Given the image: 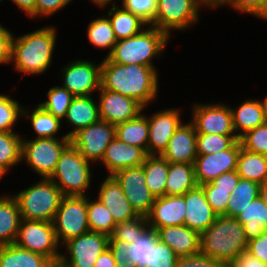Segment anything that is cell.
I'll return each instance as SVG.
<instances>
[{
    "label": "cell",
    "instance_id": "cell-1",
    "mask_svg": "<svg viewBox=\"0 0 267 267\" xmlns=\"http://www.w3.org/2000/svg\"><path fill=\"white\" fill-rule=\"evenodd\" d=\"M156 73L154 67L138 64L122 65L106 57L101 63V87L130 97L145 107L157 95Z\"/></svg>",
    "mask_w": 267,
    "mask_h": 267
},
{
    "label": "cell",
    "instance_id": "cell-2",
    "mask_svg": "<svg viewBox=\"0 0 267 267\" xmlns=\"http://www.w3.org/2000/svg\"><path fill=\"white\" fill-rule=\"evenodd\" d=\"M247 245L243 225L235 217L217 216L200 234V252L221 261L226 267L247 251Z\"/></svg>",
    "mask_w": 267,
    "mask_h": 267
},
{
    "label": "cell",
    "instance_id": "cell-3",
    "mask_svg": "<svg viewBox=\"0 0 267 267\" xmlns=\"http://www.w3.org/2000/svg\"><path fill=\"white\" fill-rule=\"evenodd\" d=\"M56 41L55 29L46 27L22 37L13 38L12 58L18 71L38 74L42 73L51 63Z\"/></svg>",
    "mask_w": 267,
    "mask_h": 267
},
{
    "label": "cell",
    "instance_id": "cell-4",
    "mask_svg": "<svg viewBox=\"0 0 267 267\" xmlns=\"http://www.w3.org/2000/svg\"><path fill=\"white\" fill-rule=\"evenodd\" d=\"M168 39L164 32L155 27L142 30L136 36L117 41L107 58L122 65L138 64L153 67L152 57L160 54Z\"/></svg>",
    "mask_w": 267,
    "mask_h": 267
},
{
    "label": "cell",
    "instance_id": "cell-5",
    "mask_svg": "<svg viewBox=\"0 0 267 267\" xmlns=\"http://www.w3.org/2000/svg\"><path fill=\"white\" fill-rule=\"evenodd\" d=\"M14 197L22 219L53 222L64 194L50 178H44Z\"/></svg>",
    "mask_w": 267,
    "mask_h": 267
},
{
    "label": "cell",
    "instance_id": "cell-6",
    "mask_svg": "<svg viewBox=\"0 0 267 267\" xmlns=\"http://www.w3.org/2000/svg\"><path fill=\"white\" fill-rule=\"evenodd\" d=\"M90 174L89 161L70 142L60 154L56 169L50 179L59 187L64 196H85L83 192L90 185Z\"/></svg>",
    "mask_w": 267,
    "mask_h": 267
},
{
    "label": "cell",
    "instance_id": "cell-7",
    "mask_svg": "<svg viewBox=\"0 0 267 267\" xmlns=\"http://www.w3.org/2000/svg\"><path fill=\"white\" fill-rule=\"evenodd\" d=\"M52 223L58 243L90 231L86 196H64Z\"/></svg>",
    "mask_w": 267,
    "mask_h": 267
},
{
    "label": "cell",
    "instance_id": "cell-8",
    "mask_svg": "<svg viewBox=\"0 0 267 267\" xmlns=\"http://www.w3.org/2000/svg\"><path fill=\"white\" fill-rule=\"evenodd\" d=\"M15 244L50 261H58L62 255L56 252L59 243L52 222L22 219Z\"/></svg>",
    "mask_w": 267,
    "mask_h": 267
},
{
    "label": "cell",
    "instance_id": "cell-9",
    "mask_svg": "<svg viewBox=\"0 0 267 267\" xmlns=\"http://www.w3.org/2000/svg\"><path fill=\"white\" fill-rule=\"evenodd\" d=\"M70 143L66 135L61 142L56 138H35L22 141V159L43 178H50L56 169L60 154ZM24 157V158H23Z\"/></svg>",
    "mask_w": 267,
    "mask_h": 267
},
{
    "label": "cell",
    "instance_id": "cell-10",
    "mask_svg": "<svg viewBox=\"0 0 267 267\" xmlns=\"http://www.w3.org/2000/svg\"><path fill=\"white\" fill-rule=\"evenodd\" d=\"M201 0H158L153 25L168 37L171 29H184L198 19Z\"/></svg>",
    "mask_w": 267,
    "mask_h": 267
},
{
    "label": "cell",
    "instance_id": "cell-11",
    "mask_svg": "<svg viewBox=\"0 0 267 267\" xmlns=\"http://www.w3.org/2000/svg\"><path fill=\"white\" fill-rule=\"evenodd\" d=\"M114 138L115 125L99 120L75 133L70 142L87 161H92L102 160L106 148Z\"/></svg>",
    "mask_w": 267,
    "mask_h": 267
},
{
    "label": "cell",
    "instance_id": "cell-12",
    "mask_svg": "<svg viewBox=\"0 0 267 267\" xmlns=\"http://www.w3.org/2000/svg\"><path fill=\"white\" fill-rule=\"evenodd\" d=\"M113 177L120 184L125 197L135 212L138 215L147 216L151 211L155 197L146 185L143 166L120 170Z\"/></svg>",
    "mask_w": 267,
    "mask_h": 267
},
{
    "label": "cell",
    "instance_id": "cell-13",
    "mask_svg": "<svg viewBox=\"0 0 267 267\" xmlns=\"http://www.w3.org/2000/svg\"><path fill=\"white\" fill-rule=\"evenodd\" d=\"M242 147L237 140L227 150L213 154H198L194 161V172L197 185L212 182L219 175L237 170L238 156Z\"/></svg>",
    "mask_w": 267,
    "mask_h": 267
},
{
    "label": "cell",
    "instance_id": "cell-14",
    "mask_svg": "<svg viewBox=\"0 0 267 267\" xmlns=\"http://www.w3.org/2000/svg\"><path fill=\"white\" fill-rule=\"evenodd\" d=\"M67 250L70 260L61 255L60 260L69 267H94L97 258L108 248L109 236L99 232L87 233L68 240Z\"/></svg>",
    "mask_w": 267,
    "mask_h": 267
},
{
    "label": "cell",
    "instance_id": "cell-15",
    "mask_svg": "<svg viewBox=\"0 0 267 267\" xmlns=\"http://www.w3.org/2000/svg\"><path fill=\"white\" fill-rule=\"evenodd\" d=\"M194 107L192 123L197 134L238 135L234 133L231 108L222 104Z\"/></svg>",
    "mask_w": 267,
    "mask_h": 267
},
{
    "label": "cell",
    "instance_id": "cell-16",
    "mask_svg": "<svg viewBox=\"0 0 267 267\" xmlns=\"http://www.w3.org/2000/svg\"><path fill=\"white\" fill-rule=\"evenodd\" d=\"M64 72V85L74 96H89L95 89L101 87V64L79 60L71 63Z\"/></svg>",
    "mask_w": 267,
    "mask_h": 267
},
{
    "label": "cell",
    "instance_id": "cell-17",
    "mask_svg": "<svg viewBox=\"0 0 267 267\" xmlns=\"http://www.w3.org/2000/svg\"><path fill=\"white\" fill-rule=\"evenodd\" d=\"M99 90H101V99L98 109L99 117L102 121L117 125L137 117L144 110L140 103L130 97L103 89L102 87Z\"/></svg>",
    "mask_w": 267,
    "mask_h": 267
},
{
    "label": "cell",
    "instance_id": "cell-18",
    "mask_svg": "<svg viewBox=\"0 0 267 267\" xmlns=\"http://www.w3.org/2000/svg\"><path fill=\"white\" fill-rule=\"evenodd\" d=\"M181 125L179 111H161L148 118L149 140L147 155H161L167 148L170 138Z\"/></svg>",
    "mask_w": 267,
    "mask_h": 267
},
{
    "label": "cell",
    "instance_id": "cell-19",
    "mask_svg": "<svg viewBox=\"0 0 267 267\" xmlns=\"http://www.w3.org/2000/svg\"><path fill=\"white\" fill-rule=\"evenodd\" d=\"M186 203L184 195L155 198L150 213L146 216L149 226L156 231L174 225H184Z\"/></svg>",
    "mask_w": 267,
    "mask_h": 267
},
{
    "label": "cell",
    "instance_id": "cell-20",
    "mask_svg": "<svg viewBox=\"0 0 267 267\" xmlns=\"http://www.w3.org/2000/svg\"><path fill=\"white\" fill-rule=\"evenodd\" d=\"M184 200L186 203L184 225L199 234L203 233L218 216L207 202L203 188L197 185L189 190L184 194Z\"/></svg>",
    "mask_w": 267,
    "mask_h": 267
},
{
    "label": "cell",
    "instance_id": "cell-21",
    "mask_svg": "<svg viewBox=\"0 0 267 267\" xmlns=\"http://www.w3.org/2000/svg\"><path fill=\"white\" fill-rule=\"evenodd\" d=\"M197 133L194 124L180 125L161 156L172 163L194 164L197 157Z\"/></svg>",
    "mask_w": 267,
    "mask_h": 267
},
{
    "label": "cell",
    "instance_id": "cell-22",
    "mask_svg": "<svg viewBox=\"0 0 267 267\" xmlns=\"http://www.w3.org/2000/svg\"><path fill=\"white\" fill-rule=\"evenodd\" d=\"M146 156L142 148L122 142L115 136L101 161L110 171V176H113L120 170L141 166Z\"/></svg>",
    "mask_w": 267,
    "mask_h": 267
},
{
    "label": "cell",
    "instance_id": "cell-23",
    "mask_svg": "<svg viewBox=\"0 0 267 267\" xmlns=\"http://www.w3.org/2000/svg\"><path fill=\"white\" fill-rule=\"evenodd\" d=\"M100 188L98 200L110 211L116 224L139 216L132 208L120 184L113 176L109 175Z\"/></svg>",
    "mask_w": 267,
    "mask_h": 267
},
{
    "label": "cell",
    "instance_id": "cell-24",
    "mask_svg": "<svg viewBox=\"0 0 267 267\" xmlns=\"http://www.w3.org/2000/svg\"><path fill=\"white\" fill-rule=\"evenodd\" d=\"M159 240L167 244L178 257L200 252V234L186 225H174L157 230Z\"/></svg>",
    "mask_w": 267,
    "mask_h": 267
},
{
    "label": "cell",
    "instance_id": "cell-25",
    "mask_svg": "<svg viewBox=\"0 0 267 267\" xmlns=\"http://www.w3.org/2000/svg\"><path fill=\"white\" fill-rule=\"evenodd\" d=\"M90 96H75L68 107L65 118L74 126V130L66 134L68 138L100 120L98 106Z\"/></svg>",
    "mask_w": 267,
    "mask_h": 267
},
{
    "label": "cell",
    "instance_id": "cell-26",
    "mask_svg": "<svg viewBox=\"0 0 267 267\" xmlns=\"http://www.w3.org/2000/svg\"><path fill=\"white\" fill-rule=\"evenodd\" d=\"M236 219L243 225L248 241L257 238L264 230H267V205L258 196L236 216Z\"/></svg>",
    "mask_w": 267,
    "mask_h": 267
},
{
    "label": "cell",
    "instance_id": "cell-27",
    "mask_svg": "<svg viewBox=\"0 0 267 267\" xmlns=\"http://www.w3.org/2000/svg\"><path fill=\"white\" fill-rule=\"evenodd\" d=\"M21 220L15 197L0 198V246L15 243Z\"/></svg>",
    "mask_w": 267,
    "mask_h": 267
},
{
    "label": "cell",
    "instance_id": "cell-28",
    "mask_svg": "<svg viewBox=\"0 0 267 267\" xmlns=\"http://www.w3.org/2000/svg\"><path fill=\"white\" fill-rule=\"evenodd\" d=\"M196 186L194 164L168 162L165 195H184Z\"/></svg>",
    "mask_w": 267,
    "mask_h": 267
},
{
    "label": "cell",
    "instance_id": "cell-29",
    "mask_svg": "<svg viewBox=\"0 0 267 267\" xmlns=\"http://www.w3.org/2000/svg\"><path fill=\"white\" fill-rule=\"evenodd\" d=\"M45 256L14 244L0 246V267H48Z\"/></svg>",
    "mask_w": 267,
    "mask_h": 267
},
{
    "label": "cell",
    "instance_id": "cell-30",
    "mask_svg": "<svg viewBox=\"0 0 267 267\" xmlns=\"http://www.w3.org/2000/svg\"><path fill=\"white\" fill-rule=\"evenodd\" d=\"M148 118L141 113L129 121L115 125V136L130 145L142 148L147 153L149 140Z\"/></svg>",
    "mask_w": 267,
    "mask_h": 267
},
{
    "label": "cell",
    "instance_id": "cell-31",
    "mask_svg": "<svg viewBox=\"0 0 267 267\" xmlns=\"http://www.w3.org/2000/svg\"><path fill=\"white\" fill-rule=\"evenodd\" d=\"M142 166L145 182L151 194L155 198L164 196L168 176V161L161 155H147Z\"/></svg>",
    "mask_w": 267,
    "mask_h": 267
},
{
    "label": "cell",
    "instance_id": "cell-32",
    "mask_svg": "<svg viewBox=\"0 0 267 267\" xmlns=\"http://www.w3.org/2000/svg\"><path fill=\"white\" fill-rule=\"evenodd\" d=\"M236 171L242 179L263 183L267 179V156L241 147Z\"/></svg>",
    "mask_w": 267,
    "mask_h": 267
},
{
    "label": "cell",
    "instance_id": "cell-33",
    "mask_svg": "<svg viewBox=\"0 0 267 267\" xmlns=\"http://www.w3.org/2000/svg\"><path fill=\"white\" fill-rule=\"evenodd\" d=\"M231 111L235 131L241 129L243 132H239V138L247 131L265 123L263 102L248 100L241 104L236 111L234 109Z\"/></svg>",
    "mask_w": 267,
    "mask_h": 267
},
{
    "label": "cell",
    "instance_id": "cell-34",
    "mask_svg": "<svg viewBox=\"0 0 267 267\" xmlns=\"http://www.w3.org/2000/svg\"><path fill=\"white\" fill-rule=\"evenodd\" d=\"M113 31L117 41L136 36L140 33L141 27L146 25L138 16H135L130 11L115 8V4L108 12Z\"/></svg>",
    "mask_w": 267,
    "mask_h": 267
},
{
    "label": "cell",
    "instance_id": "cell-35",
    "mask_svg": "<svg viewBox=\"0 0 267 267\" xmlns=\"http://www.w3.org/2000/svg\"><path fill=\"white\" fill-rule=\"evenodd\" d=\"M159 240L157 231L149 227L133 243L123 241V252L130 256L136 267H146L150 262L151 246Z\"/></svg>",
    "mask_w": 267,
    "mask_h": 267
},
{
    "label": "cell",
    "instance_id": "cell-36",
    "mask_svg": "<svg viewBox=\"0 0 267 267\" xmlns=\"http://www.w3.org/2000/svg\"><path fill=\"white\" fill-rule=\"evenodd\" d=\"M259 189V183L240 178L237 186L230 195L227 206V217L236 218L250 202L259 196Z\"/></svg>",
    "mask_w": 267,
    "mask_h": 267
},
{
    "label": "cell",
    "instance_id": "cell-37",
    "mask_svg": "<svg viewBox=\"0 0 267 267\" xmlns=\"http://www.w3.org/2000/svg\"><path fill=\"white\" fill-rule=\"evenodd\" d=\"M88 224L90 231L110 236L117 225L110 211L100 201H89L87 198Z\"/></svg>",
    "mask_w": 267,
    "mask_h": 267
},
{
    "label": "cell",
    "instance_id": "cell-38",
    "mask_svg": "<svg viewBox=\"0 0 267 267\" xmlns=\"http://www.w3.org/2000/svg\"><path fill=\"white\" fill-rule=\"evenodd\" d=\"M22 141L14 132L0 131V164L6 169L22 160Z\"/></svg>",
    "mask_w": 267,
    "mask_h": 267
},
{
    "label": "cell",
    "instance_id": "cell-39",
    "mask_svg": "<svg viewBox=\"0 0 267 267\" xmlns=\"http://www.w3.org/2000/svg\"><path fill=\"white\" fill-rule=\"evenodd\" d=\"M87 33L89 41L95 47L111 48V51L106 56L108 57L112 52L114 45L117 43L110 20L107 18L93 20L89 25Z\"/></svg>",
    "mask_w": 267,
    "mask_h": 267
},
{
    "label": "cell",
    "instance_id": "cell-40",
    "mask_svg": "<svg viewBox=\"0 0 267 267\" xmlns=\"http://www.w3.org/2000/svg\"><path fill=\"white\" fill-rule=\"evenodd\" d=\"M74 97L66 88L56 86L48 91V101L40 105L54 117L61 120L66 116L67 109Z\"/></svg>",
    "mask_w": 267,
    "mask_h": 267
},
{
    "label": "cell",
    "instance_id": "cell-41",
    "mask_svg": "<svg viewBox=\"0 0 267 267\" xmlns=\"http://www.w3.org/2000/svg\"><path fill=\"white\" fill-rule=\"evenodd\" d=\"M149 226L146 216L139 215L138 217L118 223L109 236V240H122L128 243H133L134 240L142 235Z\"/></svg>",
    "mask_w": 267,
    "mask_h": 267
},
{
    "label": "cell",
    "instance_id": "cell-42",
    "mask_svg": "<svg viewBox=\"0 0 267 267\" xmlns=\"http://www.w3.org/2000/svg\"><path fill=\"white\" fill-rule=\"evenodd\" d=\"M237 140L238 135L197 134V154H213L227 150Z\"/></svg>",
    "mask_w": 267,
    "mask_h": 267
},
{
    "label": "cell",
    "instance_id": "cell-43",
    "mask_svg": "<svg viewBox=\"0 0 267 267\" xmlns=\"http://www.w3.org/2000/svg\"><path fill=\"white\" fill-rule=\"evenodd\" d=\"M30 119L38 138H55L53 135L59 130L61 124L59 118L38 105L30 115Z\"/></svg>",
    "mask_w": 267,
    "mask_h": 267
},
{
    "label": "cell",
    "instance_id": "cell-44",
    "mask_svg": "<svg viewBox=\"0 0 267 267\" xmlns=\"http://www.w3.org/2000/svg\"><path fill=\"white\" fill-rule=\"evenodd\" d=\"M239 140L245 150L267 156V123L247 131Z\"/></svg>",
    "mask_w": 267,
    "mask_h": 267
},
{
    "label": "cell",
    "instance_id": "cell-45",
    "mask_svg": "<svg viewBox=\"0 0 267 267\" xmlns=\"http://www.w3.org/2000/svg\"><path fill=\"white\" fill-rule=\"evenodd\" d=\"M22 113L25 115L26 112L17 101L10 99V96L0 95V131L12 132L11 126Z\"/></svg>",
    "mask_w": 267,
    "mask_h": 267
},
{
    "label": "cell",
    "instance_id": "cell-46",
    "mask_svg": "<svg viewBox=\"0 0 267 267\" xmlns=\"http://www.w3.org/2000/svg\"><path fill=\"white\" fill-rule=\"evenodd\" d=\"M158 0H123V8L138 16L146 24L153 25Z\"/></svg>",
    "mask_w": 267,
    "mask_h": 267
},
{
    "label": "cell",
    "instance_id": "cell-47",
    "mask_svg": "<svg viewBox=\"0 0 267 267\" xmlns=\"http://www.w3.org/2000/svg\"><path fill=\"white\" fill-rule=\"evenodd\" d=\"M177 259L175 252L167 244L158 240L151 246L150 262L146 267H174Z\"/></svg>",
    "mask_w": 267,
    "mask_h": 267
},
{
    "label": "cell",
    "instance_id": "cell-48",
    "mask_svg": "<svg viewBox=\"0 0 267 267\" xmlns=\"http://www.w3.org/2000/svg\"><path fill=\"white\" fill-rule=\"evenodd\" d=\"M207 202L218 216H227V206L232 191L216 190V187L210 182L201 185Z\"/></svg>",
    "mask_w": 267,
    "mask_h": 267
},
{
    "label": "cell",
    "instance_id": "cell-49",
    "mask_svg": "<svg viewBox=\"0 0 267 267\" xmlns=\"http://www.w3.org/2000/svg\"><path fill=\"white\" fill-rule=\"evenodd\" d=\"M174 267H226L221 261L201 252L185 257H178Z\"/></svg>",
    "mask_w": 267,
    "mask_h": 267
},
{
    "label": "cell",
    "instance_id": "cell-50",
    "mask_svg": "<svg viewBox=\"0 0 267 267\" xmlns=\"http://www.w3.org/2000/svg\"><path fill=\"white\" fill-rule=\"evenodd\" d=\"M231 5L241 11L264 18L267 13V0H225L222 4Z\"/></svg>",
    "mask_w": 267,
    "mask_h": 267
},
{
    "label": "cell",
    "instance_id": "cell-51",
    "mask_svg": "<svg viewBox=\"0 0 267 267\" xmlns=\"http://www.w3.org/2000/svg\"><path fill=\"white\" fill-rule=\"evenodd\" d=\"M247 252L267 264V230L248 241Z\"/></svg>",
    "mask_w": 267,
    "mask_h": 267
},
{
    "label": "cell",
    "instance_id": "cell-52",
    "mask_svg": "<svg viewBox=\"0 0 267 267\" xmlns=\"http://www.w3.org/2000/svg\"><path fill=\"white\" fill-rule=\"evenodd\" d=\"M69 2L70 0H36L35 11L30 16L34 17L37 14L50 16Z\"/></svg>",
    "mask_w": 267,
    "mask_h": 267
},
{
    "label": "cell",
    "instance_id": "cell-53",
    "mask_svg": "<svg viewBox=\"0 0 267 267\" xmlns=\"http://www.w3.org/2000/svg\"><path fill=\"white\" fill-rule=\"evenodd\" d=\"M13 36L10 31L0 25V63L12 61Z\"/></svg>",
    "mask_w": 267,
    "mask_h": 267
},
{
    "label": "cell",
    "instance_id": "cell-54",
    "mask_svg": "<svg viewBox=\"0 0 267 267\" xmlns=\"http://www.w3.org/2000/svg\"><path fill=\"white\" fill-rule=\"evenodd\" d=\"M117 267H136L130 260V256L123 252L122 240H109V245Z\"/></svg>",
    "mask_w": 267,
    "mask_h": 267
},
{
    "label": "cell",
    "instance_id": "cell-55",
    "mask_svg": "<svg viewBox=\"0 0 267 267\" xmlns=\"http://www.w3.org/2000/svg\"><path fill=\"white\" fill-rule=\"evenodd\" d=\"M240 176L237 171L223 173L215 178L211 183L216 190L233 191L239 182Z\"/></svg>",
    "mask_w": 267,
    "mask_h": 267
},
{
    "label": "cell",
    "instance_id": "cell-56",
    "mask_svg": "<svg viewBox=\"0 0 267 267\" xmlns=\"http://www.w3.org/2000/svg\"><path fill=\"white\" fill-rule=\"evenodd\" d=\"M228 267H267V264L257 259L249 252L240 253Z\"/></svg>",
    "mask_w": 267,
    "mask_h": 267
},
{
    "label": "cell",
    "instance_id": "cell-57",
    "mask_svg": "<svg viewBox=\"0 0 267 267\" xmlns=\"http://www.w3.org/2000/svg\"><path fill=\"white\" fill-rule=\"evenodd\" d=\"M94 267H117L116 261L109 247L97 258Z\"/></svg>",
    "mask_w": 267,
    "mask_h": 267
},
{
    "label": "cell",
    "instance_id": "cell-58",
    "mask_svg": "<svg viewBox=\"0 0 267 267\" xmlns=\"http://www.w3.org/2000/svg\"><path fill=\"white\" fill-rule=\"evenodd\" d=\"M19 8L24 10L28 16L35 11L36 0H12Z\"/></svg>",
    "mask_w": 267,
    "mask_h": 267
},
{
    "label": "cell",
    "instance_id": "cell-59",
    "mask_svg": "<svg viewBox=\"0 0 267 267\" xmlns=\"http://www.w3.org/2000/svg\"><path fill=\"white\" fill-rule=\"evenodd\" d=\"M259 196L267 205V179L263 183H260Z\"/></svg>",
    "mask_w": 267,
    "mask_h": 267
},
{
    "label": "cell",
    "instance_id": "cell-60",
    "mask_svg": "<svg viewBox=\"0 0 267 267\" xmlns=\"http://www.w3.org/2000/svg\"><path fill=\"white\" fill-rule=\"evenodd\" d=\"M205 5L215 7L221 5L225 0H201Z\"/></svg>",
    "mask_w": 267,
    "mask_h": 267
},
{
    "label": "cell",
    "instance_id": "cell-61",
    "mask_svg": "<svg viewBox=\"0 0 267 267\" xmlns=\"http://www.w3.org/2000/svg\"><path fill=\"white\" fill-rule=\"evenodd\" d=\"M48 267H69V266L63 263L61 260H58V261H51Z\"/></svg>",
    "mask_w": 267,
    "mask_h": 267
},
{
    "label": "cell",
    "instance_id": "cell-62",
    "mask_svg": "<svg viewBox=\"0 0 267 267\" xmlns=\"http://www.w3.org/2000/svg\"><path fill=\"white\" fill-rule=\"evenodd\" d=\"M95 3H97L99 6H104L106 4H108L109 2H111L112 0H92Z\"/></svg>",
    "mask_w": 267,
    "mask_h": 267
},
{
    "label": "cell",
    "instance_id": "cell-63",
    "mask_svg": "<svg viewBox=\"0 0 267 267\" xmlns=\"http://www.w3.org/2000/svg\"><path fill=\"white\" fill-rule=\"evenodd\" d=\"M264 105V116H265V123H267V98L263 101Z\"/></svg>",
    "mask_w": 267,
    "mask_h": 267
},
{
    "label": "cell",
    "instance_id": "cell-64",
    "mask_svg": "<svg viewBox=\"0 0 267 267\" xmlns=\"http://www.w3.org/2000/svg\"><path fill=\"white\" fill-rule=\"evenodd\" d=\"M6 170L7 169L0 164V178H1V176L4 175V173L6 172Z\"/></svg>",
    "mask_w": 267,
    "mask_h": 267
}]
</instances>
